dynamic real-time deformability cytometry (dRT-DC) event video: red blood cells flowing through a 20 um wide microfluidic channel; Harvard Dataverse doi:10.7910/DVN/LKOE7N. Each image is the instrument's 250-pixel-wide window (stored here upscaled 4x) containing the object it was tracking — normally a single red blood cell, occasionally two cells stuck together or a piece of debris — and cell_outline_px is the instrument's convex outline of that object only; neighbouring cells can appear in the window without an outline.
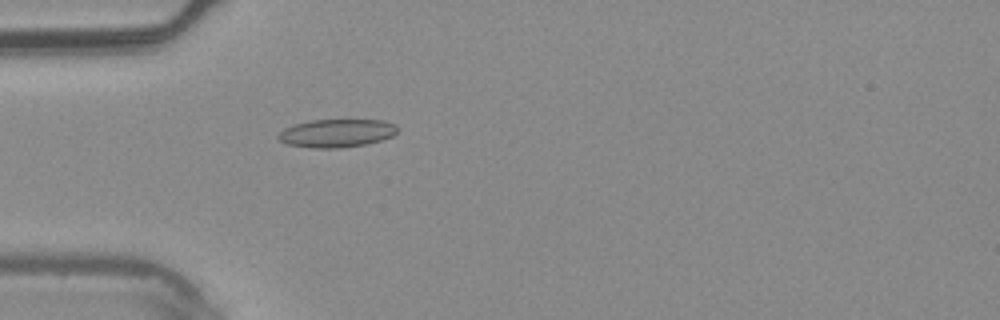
{"species": "common noctule bat (a hibernating species)", "species_latin": "Nyctalus noctula", "temperature_condition": "warm", "stored_images_in_passage": 5, "camera_frame_rate_fps": 3000, "um_per_image_px": 0.085, "animal": {"sex": "male", "body_mass_g": 20.4}, "frame": {"image": 1, "passage_image": 5, "time_ms": 1.333, "image_size_px": [1000, 320], "cell_outline_px": [[400, 128], [392, 136], [380, 140], [364, 144], [340, 148], [312, 148], [288, 144], [280, 140], [276, 136], [284, 128], [308, 120], [384, 120], [396, 124]], "centroid_in_image_um": [28.63, 11.31], "position_along_channel_um": 56.4, "area_um2": 19.54}}